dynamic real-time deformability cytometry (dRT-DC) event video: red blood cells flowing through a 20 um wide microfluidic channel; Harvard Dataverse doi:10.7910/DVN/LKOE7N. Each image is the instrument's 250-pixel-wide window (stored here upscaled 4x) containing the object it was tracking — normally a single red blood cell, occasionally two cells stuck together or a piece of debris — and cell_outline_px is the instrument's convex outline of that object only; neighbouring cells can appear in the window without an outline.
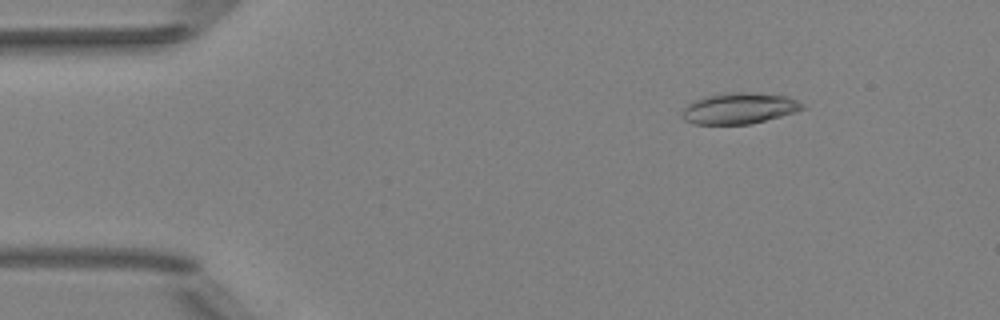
{"species": "Egyptian fruit bat (a non-hibernating species)", "species_latin": "Rousettus aegyptiacus", "temperature_condition": "room temperature", "stored_images_in_passage": 51, "camera_frame_rate_fps": 3000, "um_per_image_px": 0.085, "animal": {"sex": "female"}, "frame": {"image": 1, "passage_image": 7, "time_ms": 2.0, "image_size_px": [1000, 320], "cell_outline_px": [[804, 108], [780, 116], [748, 124], [692, 124], [684, 120], [684, 108], [688, 104], [704, 96], [728, 92], [752, 92], [784, 96], [796, 100], [804, 104]], "centroid_in_image_um": [62.8, 9.2], "position_along_channel_um": 22.2, "area_um2": 21.39}}
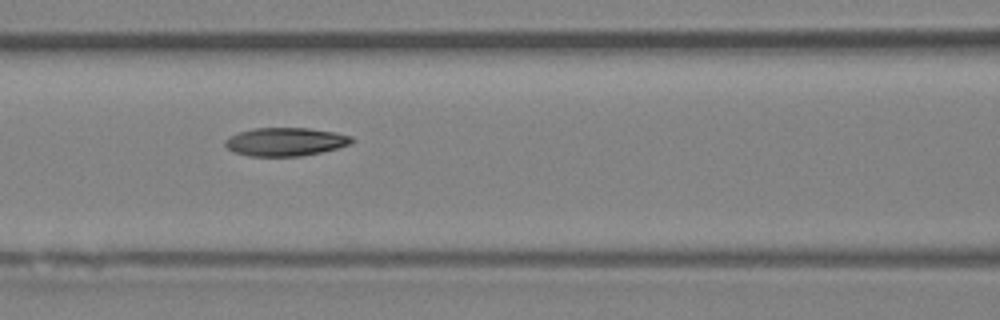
{"frame": {"image": 2, "passage_image": 22, "time_ms": 7.0, "image_size_px": [1000, 320], "cell_outline_px": [[356, 140], [352, 144], [320, 152], [300, 156], [248, 156], [232, 152], [224, 144], [224, 140], [240, 132], [252, 128], [308, 128], [336, 132], [352, 136]], "centroid_in_image_um": [24.28, 12.05], "position_along_channel_um": 142.3, "area_um2": 20.98}}
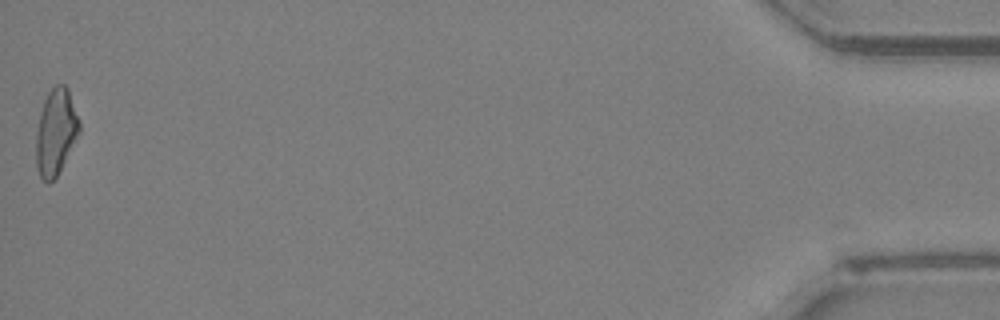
{"frame": {"image": 3, "passage_image": 51, "time_ms": 16.667, "image_size_px": [1000, 320], "cell_outline_px": [[80, 132], [56, 176], [48, 184], [40, 176], [36, 168], [36, 132], [40, 112], [44, 100], [48, 92], [56, 84], [64, 84], [68, 88], [80, 120]], "centroid_in_image_um": [4.74, 11.18], "position_along_channel_um": 430.5, "area_um2": 21.68}, "authors_computed_cell_mechanics": {"area_um2": 21.1548, "velocity_mm_per_s": 4.0209, "shape_relaxation_time_tau1_ms": 5.7428, "shape_relaxation_time_tau2_ms": 4.8501, "deformation_change_tau1": 0.2001, "deformation_change_tau2": 0.12}}